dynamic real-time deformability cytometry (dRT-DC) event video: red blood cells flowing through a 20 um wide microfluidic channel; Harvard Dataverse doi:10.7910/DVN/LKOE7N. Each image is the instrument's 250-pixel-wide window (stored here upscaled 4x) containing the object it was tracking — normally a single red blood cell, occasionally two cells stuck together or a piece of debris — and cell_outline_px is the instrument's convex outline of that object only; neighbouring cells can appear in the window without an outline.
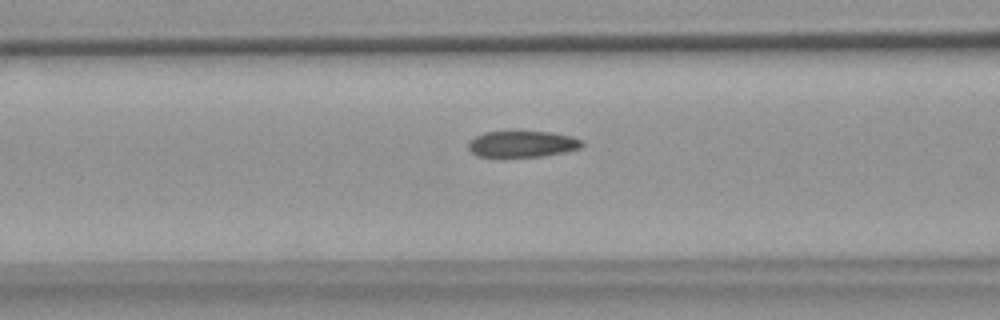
{"species": "common noctule bat (a hibernating species)", "species_latin": "Nyctalus noctula", "temperature_condition": "warm", "stored_images_in_passage": 48, "camera_frame_rate_fps": 3000, "um_per_image_px": 0.085, "animal": {"sex": "female", "body_mass_g": 18.4}, "frame": {"image": 1, "passage_image": 15, "time_ms": 4.667, "image_size_px": [1000, 320], "cell_outline_px": [[584, 144], [580, 148], [564, 152], [544, 156], [504, 160], [476, 156], [468, 148], [468, 140], [484, 132], [520, 128], [552, 132], [572, 136], [584, 140]], "centroid_in_image_um": [44.34, 12.23], "position_along_channel_um": 122.3, "area_um2": 19.31}}
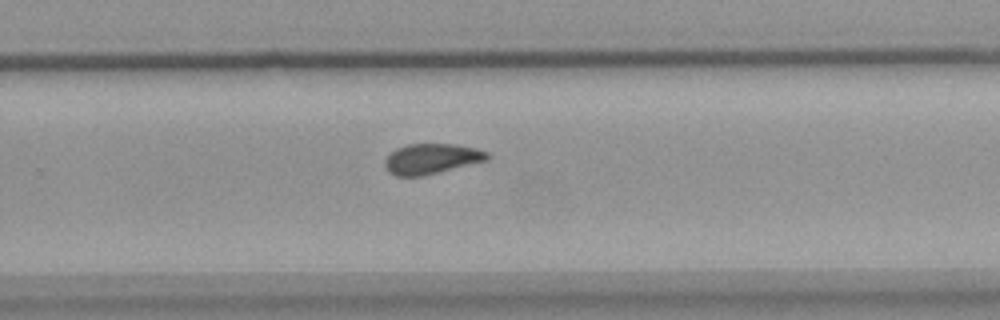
{"frame": {"image": 2, "passage_image": 29, "time_ms": 9.333, "image_size_px": [1000, 320], "cell_outline_px": [[488, 160], [420, 176], [396, 176], [388, 172], [384, 164], [384, 160], [396, 148], [408, 144], [456, 144], [476, 148], [488, 152]], "centroid_in_image_um": [36.66, 13.49], "position_along_channel_um": 293.1, "area_um2": 17.92}}
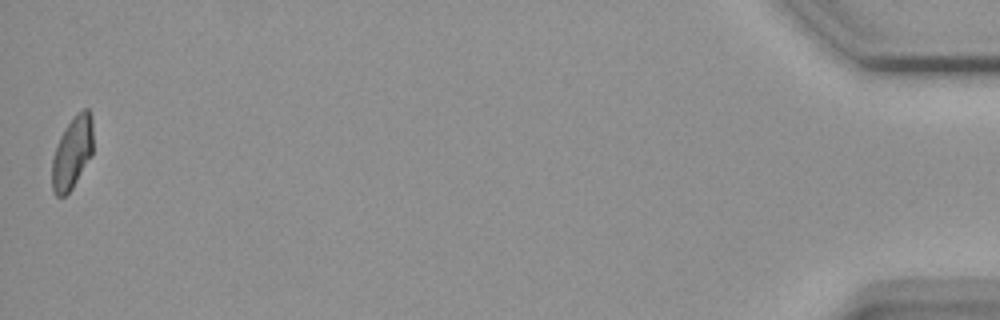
{"frame": {"image": 3, "passage_image": 48, "time_ms": 15.667, "image_size_px": [1000, 320], "cell_outline_px": [[92, 156], [72, 188], [64, 196], [56, 196], [52, 192], [52, 160], [60, 136], [76, 112], [84, 108], [88, 108], [92, 116]], "centroid_in_image_um": [6.15, 12.97], "position_along_channel_um": 429.1, "area_um2": 17.28}, "authors_computed_cell_mechanics": {"area_um2": 18.4382, "velocity_mm_per_s": 3.6797, "shape_relaxation_time_tau1_ms": null, "shape_relaxation_time_tau2_ms": 1.971, "deformation_change_tau1": null, "deformation_change_tau2": 0.0774}}